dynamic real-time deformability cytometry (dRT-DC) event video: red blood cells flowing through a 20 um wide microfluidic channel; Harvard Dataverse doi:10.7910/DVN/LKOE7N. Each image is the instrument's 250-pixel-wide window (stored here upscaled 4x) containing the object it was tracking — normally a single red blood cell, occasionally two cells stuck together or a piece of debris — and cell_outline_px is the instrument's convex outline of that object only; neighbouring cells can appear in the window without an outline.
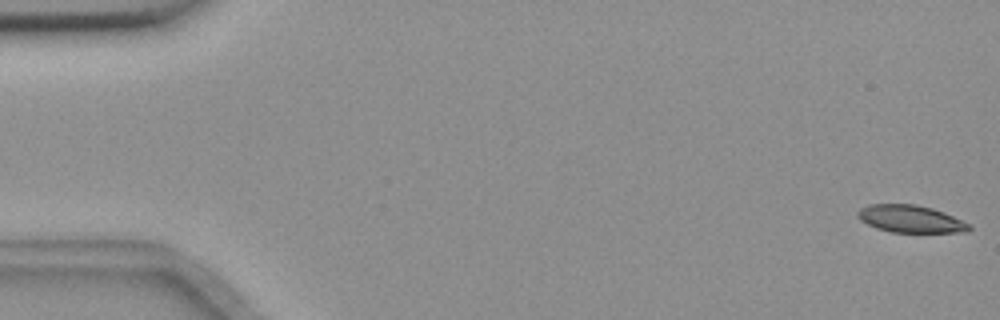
{"species": "common noctule bat (a hibernating species)", "species_latin": "Nyctalus noctula", "temperature_condition": "room temperature", "stored_images_in_passage": 13, "camera_frame_rate_fps": 3000, "um_per_image_px": 0.085, "animal": {"sex": "female", "body_mass_g": 18.4}, "frame": {"image": 1, "passage_image": 1, "time_ms": 0.0, "image_size_px": [1000, 320], "cell_outline_px": [[972, 228], [968, 232], [892, 232], [876, 228], [860, 220], [856, 216], [856, 212], [860, 208], [868, 204], [916, 204], [932, 208], [944, 212], [972, 224]], "centroid_in_image_um": [77.41, 18.6], "position_along_channel_um": 7.6, "area_um2": 17.98}}
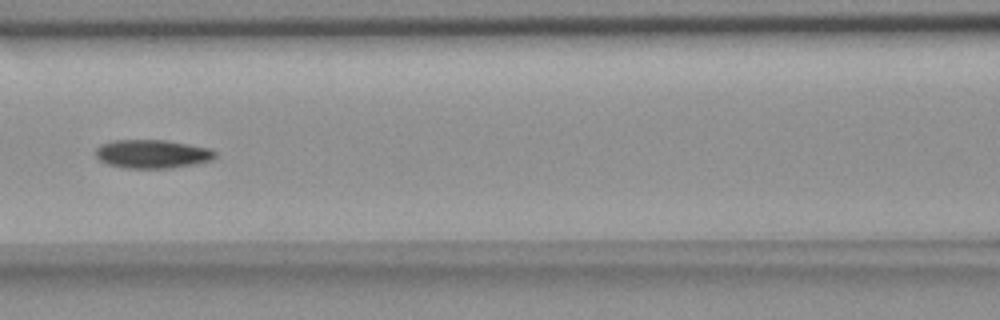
{"frame": {"image": 2, "passage_image": 7, "time_ms": 2.0, "image_size_px": [1000, 320], "cell_outline_px": [[216, 156], [212, 160], [196, 164], [172, 168], [124, 168], [108, 164], [100, 160], [96, 156], [96, 148], [100, 144], [112, 140], [168, 140], [212, 148], [216, 152]], "centroid_in_image_um": [12.98, 13.08], "position_along_channel_um": 153.6, "area_um2": 20.17}}
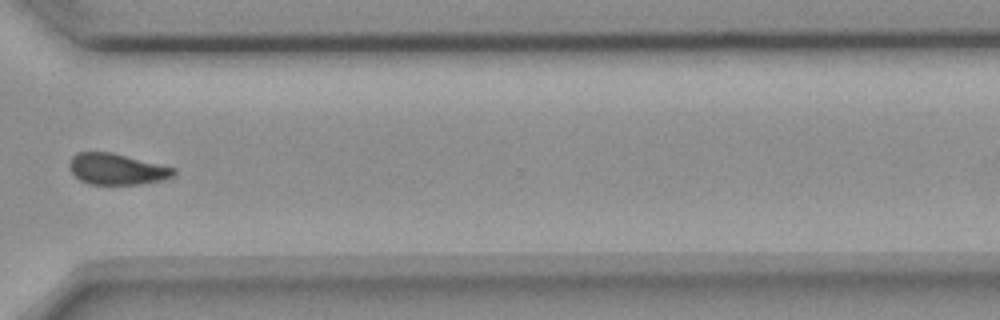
{"frame": {"image": 3, "passage_image": 12, "time_ms": 3.667, "image_size_px": [1000, 320], "cell_outline_px": [[176, 176], [164, 180], [140, 184], [88, 184], [80, 180], [72, 172], [68, 164], [68, 160], [76, 152], [112, 152], [176, 168]], "centroid_in_image_um": [9.94, 14.37], "position_along_channel_um": 360.7, "area_um2": 19.13}}